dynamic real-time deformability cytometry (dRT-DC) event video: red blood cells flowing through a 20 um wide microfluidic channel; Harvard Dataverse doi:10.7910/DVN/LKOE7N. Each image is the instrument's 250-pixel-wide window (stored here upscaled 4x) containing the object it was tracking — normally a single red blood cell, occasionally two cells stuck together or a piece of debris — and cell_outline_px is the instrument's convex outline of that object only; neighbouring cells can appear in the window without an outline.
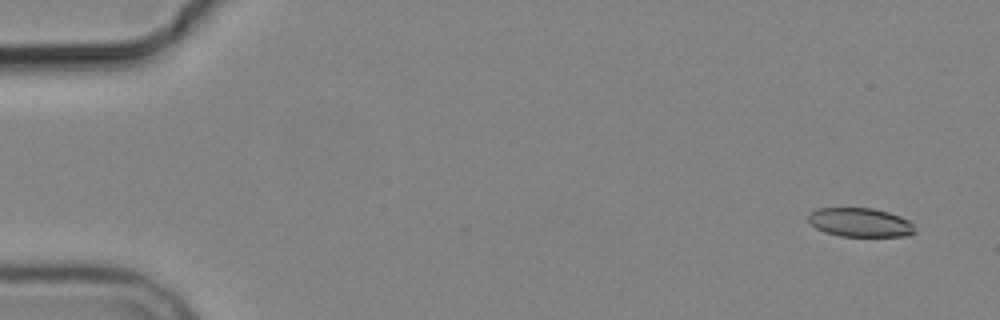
{"species": "common noctule bat (a hibernating species)", "species_latin": "Nyctalus noctula", "temperature_condition": "cold", "stored_images_in_passage": 6, "camera_frame_rate_fps": 3000, "um_per_image_px": 0.085, "animal": {"sex": "male", "body_mass_g": 19.2, "forearm_length_mm": 51.8}, "frame": {"image": 1, "passage_image": 1, "time_ms": 0.0, "image_size_px": [1000, 320], "cell_outline_px": [[916, 232], [908, 236], [840, 236], [824, 232], [816, 228], [808, 220], [808, 212], [816, 208], [872, 208], [888, 212], [900, 216], [908, 220], [912, 224]], "centroid_in_image_um": [73.09, 18.9], "position_along_channel_um": 11.9, "area_um2": 18.03}}
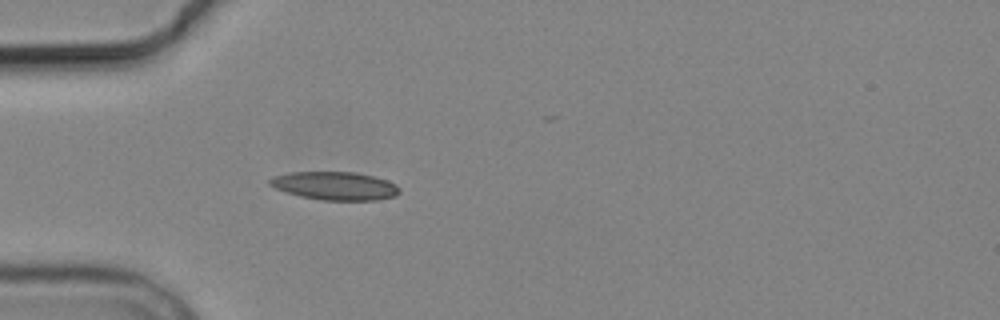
{"frame": {"image": 2, "passage_image": 5, "time_ms": 4.667, "image_size_px": [1000, 320], "cell_outline_px": [[400, 192], [396, 196], [376, 200], [324, 200], [300, 196], [276, 188], [268, 184], [268, 180], [272, 176], [292, 172], [356, 172], [388, 180], [396, 184], [400, 188]], "centroid_in_image_um": [28.49, 15.79], "position_along_channel_um": 56.5, "area_um2": 21.33}}